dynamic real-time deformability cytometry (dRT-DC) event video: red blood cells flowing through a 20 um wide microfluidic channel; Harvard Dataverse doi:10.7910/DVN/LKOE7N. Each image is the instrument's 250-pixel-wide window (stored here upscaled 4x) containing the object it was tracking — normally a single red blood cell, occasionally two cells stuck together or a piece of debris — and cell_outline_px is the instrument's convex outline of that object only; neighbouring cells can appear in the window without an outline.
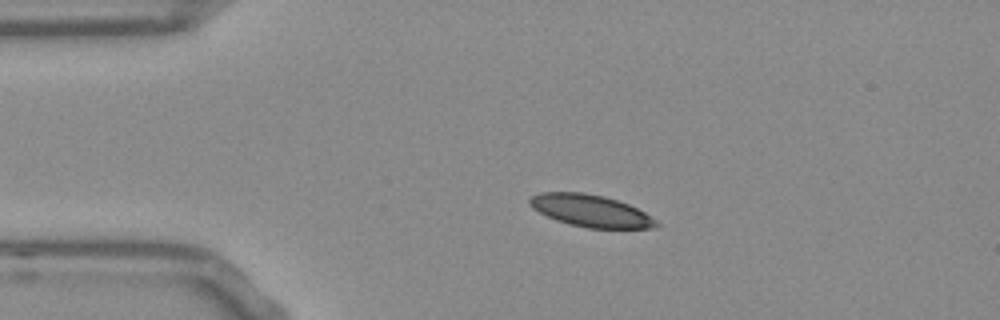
{"species": "Egyptian fruit bat (a non-hibernating species)", "species_latin": "Rousettus aegyptiacus", "temperature_condition": "room temperature", "stored_images_in_passage": 44, "camera_frame_rate_fps": 3000, "um_per_image_px": 0.085, "frame": {"image": 1, "passage_image": 1, "time_ms": 0.0, "image_size_px": [1000, 320], "cell_outline_px": [[660, 224], [656, 228], [588, 228], [556, 220], [532, 208], [528, 204], [528, 200], [532, 196], [540, 192], [584, 192], [604, 196], [628, 204], [644, 212], [656, 220]], "centroid_in_image_um": [50.2, 17.91], "position_along_channel_um": 34.8, "area_um2": 23.52}}
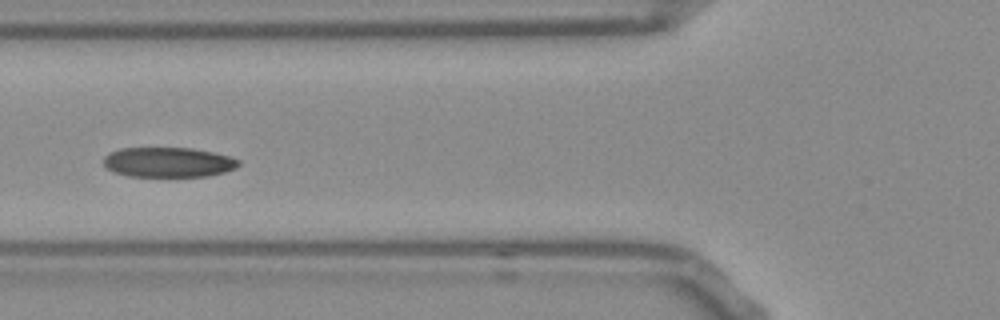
{"frame": {"image": 2, "passage_image": 10, "time_ms": 3.0, "image_size_px": [1000, 320], "cell_outline_px": [[240, 164], [236, 168], [224, 172], [208, 176], [128, 176], [116, 172], [108, 168], [104, 164], [104, 156], [120, 148], [192, 148], [212, 152], [228, 156], [240, 160]], "centroid_in_image_um": [14.33, 13.79], "position_along_channel_um": 111.5, "area_um2": 23.35}}
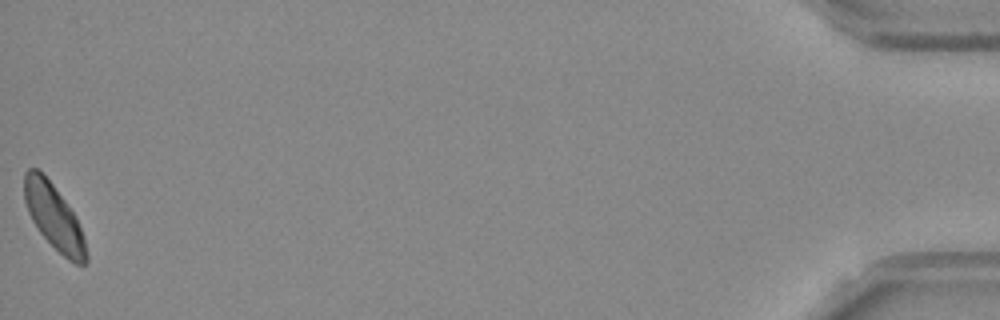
{"frame": {"image": 3, "passage_image": 44, "time_ms": 14.333, "image_size_px": [1000, 320], "cell_outline_px": [[88, 260], [84, 264], [76, 264], [68, 260], [40, 232], [32, 220], [28, 212], [24, 200], [24, 172], [28, 168], [36, 168], [52, 184], [76, 216], [84, 236], [88, 252]], "centroid_in_image_um": [4.6, 18.45], "position_along_channel_um": 430.6, "area_um2": 23.24}, "authors_computed_cell_mechanics": {"area_um2": 24.1315, "velocity_mm_per_s": 3.7198, "shape_relaxation_time_tau1_ms": 5.4193, "shape_relaxation_time_tau2_ms": 3.2792, "deformation_change_tau1": 0.1475, "deformation_change_tau2": 0.0833}}